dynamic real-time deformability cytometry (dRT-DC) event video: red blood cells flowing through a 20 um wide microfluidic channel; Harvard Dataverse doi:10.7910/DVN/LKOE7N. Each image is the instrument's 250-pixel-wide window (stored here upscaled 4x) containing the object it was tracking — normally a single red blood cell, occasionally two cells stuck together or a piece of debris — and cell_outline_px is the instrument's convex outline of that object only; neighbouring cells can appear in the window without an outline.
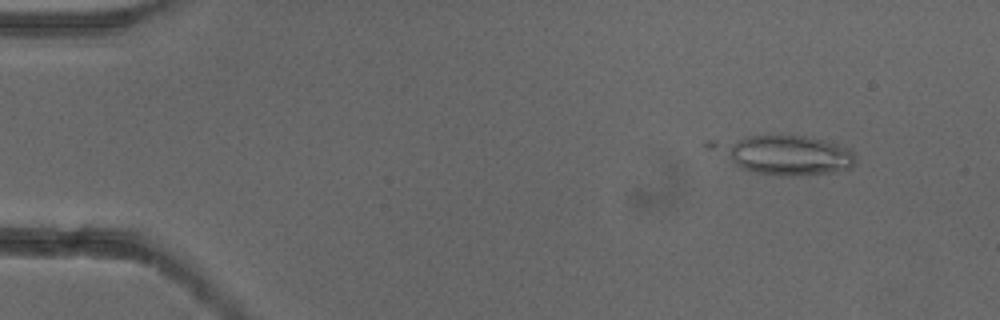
{"species": "common noctule bat (a hibernating species)", "species_latin": "Nyctalus noctula", "temperature_condition": "cold", "stored_images_in_passage": 5, "camera_frame_rate_fps": 3000, "um_per_image_px": 0.085, "animal": {"sex": "female"}, "frame": {"image": 1, "passage_image": 5, "time_ms": 1.333, "image_size_px": [1000, 320], "cell_outline_px": [[852, 168], [832, 172], [780, 176], [752, 172], [740, 168], [704, 148], [704, 144], [708, 140], [748, 136], [804, 136], [824, 140], [848, 148], [852, 152]], "centroid_in_image_um": [66.49, 13.14], "position_along_channel_um": 18.5, "area_um2": 32.71}}